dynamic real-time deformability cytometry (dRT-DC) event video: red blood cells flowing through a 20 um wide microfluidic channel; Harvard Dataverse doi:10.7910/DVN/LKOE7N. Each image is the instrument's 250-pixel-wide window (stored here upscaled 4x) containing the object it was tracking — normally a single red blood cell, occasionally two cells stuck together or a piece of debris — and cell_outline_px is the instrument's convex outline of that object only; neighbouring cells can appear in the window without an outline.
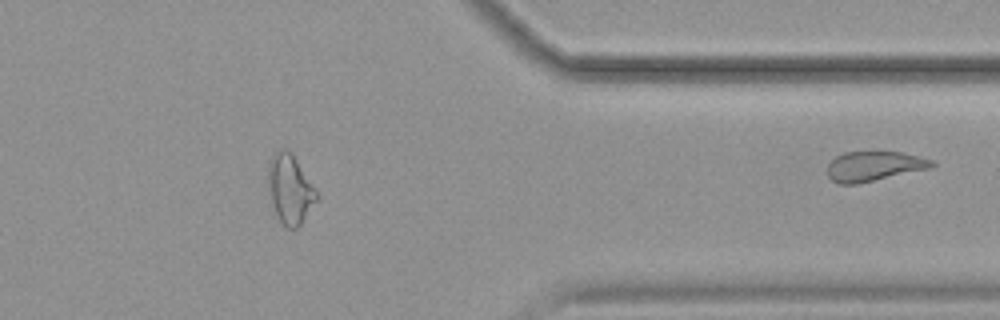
{"species": "common noctule bat (a hibernating species)", "species_latin": "Nyctalus noctula", "temperature_condition": "cold", "stored_images_in_passage": 46, "segment_of_instrument_passage": [2, 2], "camera_frame_rate_fps": 3000, "um_per_image_px": 0.085, "animal": {"sex": "female", "body_mass_g": 19.9}, "frame": {"image": 1, "passage_image": 46, "time_ms": 15.0, "image_size_px": [1000, 320], "cell_outline_px": [[936, 164], [932, 168], [856, 184], [836, 184], [828, 176], [828, 164], [836, 156], [844, 152], [900, 152], [932, 160]], "centroid_in_image_um": [74.28, 14.13], "position_along_channel_um": 337.1, "area_um2": 18.03}}